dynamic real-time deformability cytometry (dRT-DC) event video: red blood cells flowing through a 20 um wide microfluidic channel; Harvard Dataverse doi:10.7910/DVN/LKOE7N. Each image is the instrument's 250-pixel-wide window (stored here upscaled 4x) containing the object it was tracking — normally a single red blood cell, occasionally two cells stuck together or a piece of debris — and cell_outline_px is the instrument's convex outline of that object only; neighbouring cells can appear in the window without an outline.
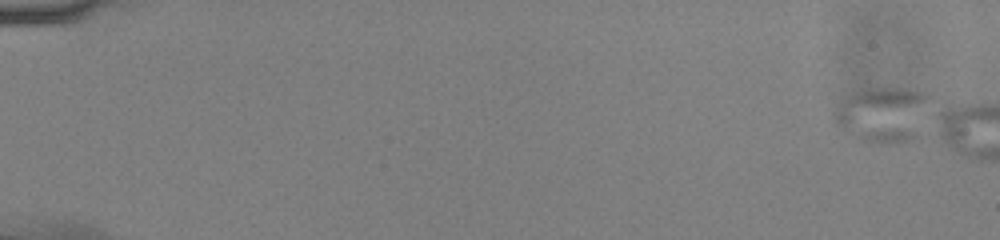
{"species": "common noctule bat (a hibernating species)", "species_latin": "Nyctalus noctula", "temperature_condition": "cold", "stored_images_in_passage": 1, "camera_frame_rate_fps": 3000, "um_per_image_px": 0.085, "animal": {"sex": "male", "body_mass_g": 13.0, "forearm_length_mm": 53.1}, "frame": {"image": 1, "passage_image": 1, "time_ms": 0.0, "image_size_px": [1000, 240], "cell_outline_px": [[928, 96], [920, 136], [912, 140], [888, 144], [864, 144], [836, 124], [832, 120], [832, 112], [848, 96], [856, 92], [868, 88], [896, 88], [920, 92]], "centroid_in_image_um": [74.99, 9.79], "position_along_channel_um": 10.0, "area_um2": 30.81}}